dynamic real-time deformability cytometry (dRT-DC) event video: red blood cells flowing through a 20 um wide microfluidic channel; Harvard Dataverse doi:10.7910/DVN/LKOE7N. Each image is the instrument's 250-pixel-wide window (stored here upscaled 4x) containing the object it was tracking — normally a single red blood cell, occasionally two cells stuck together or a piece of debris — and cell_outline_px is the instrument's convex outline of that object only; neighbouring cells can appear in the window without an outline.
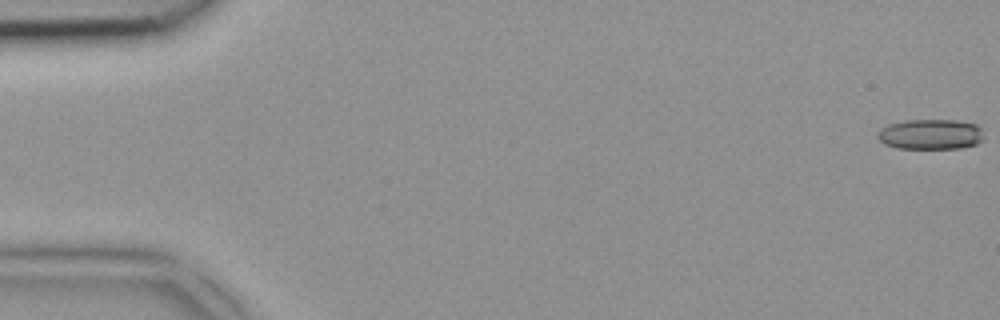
{"species": "common noctule bat (a hibernating species)", "species_latin": "Nyctalus noctula", "temperature_condition": "room temperature", "stored_images_in_passage": 6, "camera_frame_rate_fps": 3000, "um_per_image_px": 0.085, "animal": {"sex": "female", "body_mass_g": 18.4}, "frame": {"image": 1, "passage_image": 1, "time_ms": 0.0, "image_size_px": [1000, 320], "cell_outline_px": [[984, 140], [976, 144], [960, 148], [896, 148], [884, 144], [876, 136], [876, 132], [880, 128], [888, 124], [904, 120], [960, 120], [976, 124], [980, 128]], "centroid_in_image_um": [79.07, 11.41], "position_along_channel_um": 5.9, "area_um2": 18.96}}